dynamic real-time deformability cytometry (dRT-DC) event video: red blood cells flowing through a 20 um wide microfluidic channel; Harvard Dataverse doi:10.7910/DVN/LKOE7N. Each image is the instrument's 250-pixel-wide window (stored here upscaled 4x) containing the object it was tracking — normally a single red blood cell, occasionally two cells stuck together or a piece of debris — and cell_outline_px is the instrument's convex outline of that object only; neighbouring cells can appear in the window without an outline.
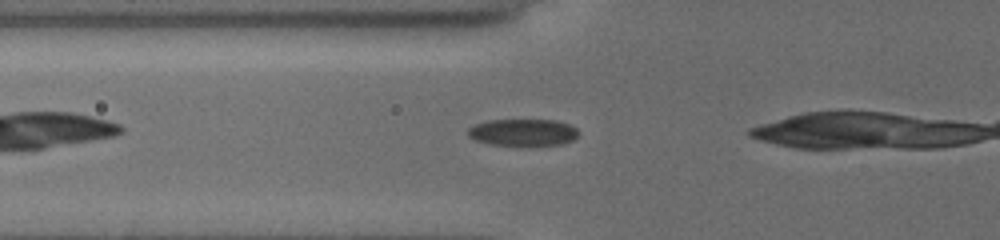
{"species": "common noctule bat (a hibernating species)", "species_latin": "Nyctalus noctula", "temperature_condition": "cold", "stored_images_in_passage": 19, "camera_frame_rate_fps": 3000, "um_per_image_px": 0.085, "animal": {"sex": "female", "body_mass_g": 19.5, "forearm_length_mm": 54.1}, "frame": {"image": 1, "passage_image": 8, "time_ms": 1.333, "image_size_px": [1000, 240], "cell_outline_px": [[580, 132], [572, 140], [564, 144], [532, 148], [520, 148], [492, 144], [476, 140], [468, 136], [468, 128], [476, 124], [492, 120], [556, 120], [568, 124], [576, 128]], "centroid_in_image_um": [44.5, 11.31], "position_along_channel_um": 81.3, "area_um2": 18.09}}
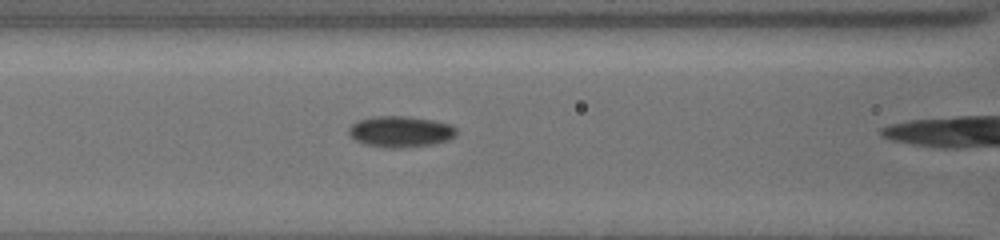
{"frame": {"image": 2, "passage_image": 17, "time_ms": 2.667, "image_size_px": [1000, 240], "cell_outline_px": [[456, 136], [448, 140], [432, 144], [404, 148], [384, 148], [364, 144], [352, 140], [348, 136], [348, 128], [352, 124], [360, 120], [376, 116], [404, 116], [432, 120], [448, 124], [456, 128]], "centroid_in_image_um": [33.99, 11.21], "position_along_channel_um": 132.6, "area_um2": 19.65}}